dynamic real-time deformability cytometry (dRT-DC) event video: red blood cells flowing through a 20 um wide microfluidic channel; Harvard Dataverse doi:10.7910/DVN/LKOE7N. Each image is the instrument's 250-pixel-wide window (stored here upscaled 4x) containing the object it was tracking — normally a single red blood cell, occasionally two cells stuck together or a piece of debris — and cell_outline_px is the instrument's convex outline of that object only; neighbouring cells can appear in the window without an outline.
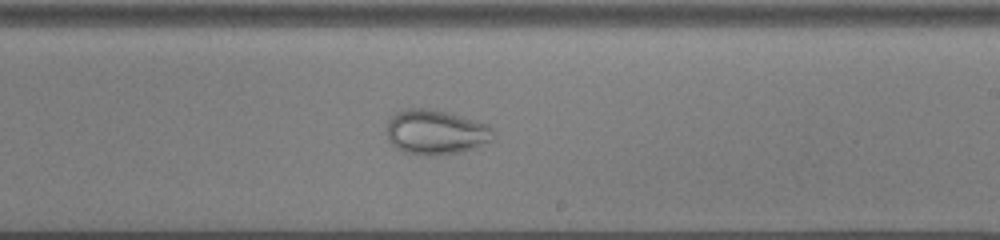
{"species": "common noctule bat (a hibernating species)", "species_latin": "Nyctalus noctula", "temperature_condition": "cold", "stored_images_in_passage": 55, "camera_frame_rate_fps": 3000, "um_per_image_px": 0.085, "animal": {"sex": "male", "body_mass_g": 13.0, "forearm_length_mm": 53.1}, "frame": {"image": 1, "passage_image": 34, "time_ms": 11.0, "image_size_px": [1000, 240], "cell_outline_px": [[496, 132], [492, 140], [464, 152], [432, 156], [424, 156], [404, 152], [396, 148], [388, 140], [388, 120], [396, 112], [404, 108], [432, 108], [460, 116], [484, 124], [492, 128]], "centroid_in_image_um": [37.02, 11.24], "position_along_channel_um": 252.0, "area_um2": 27.92}}
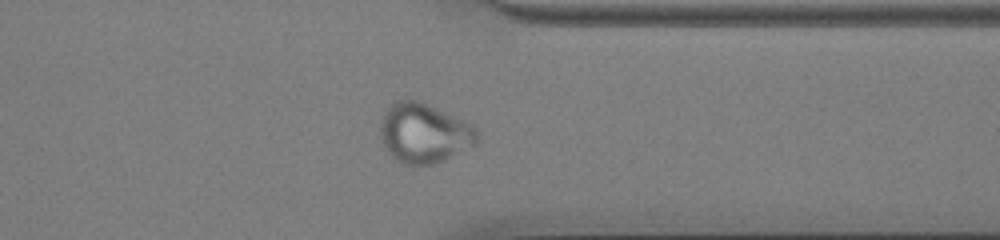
{"frame": {"image": 2, "passage_image": 44, "time_ms": 14.333, "image_size_px": [1000, 240], "cell_outline_px": [[476, 144], [432, 164], [412, 168], [396, 160], [384, 148], [380, 136], [380, 124], [384, 112], [396, 100], [412, 100], [424, 104], [464, 120], [476, 128]], "centroid_in_image_um": [35.98, 11.36], "position_along_channel_um": 375.4, "area_um2": 33.23}}
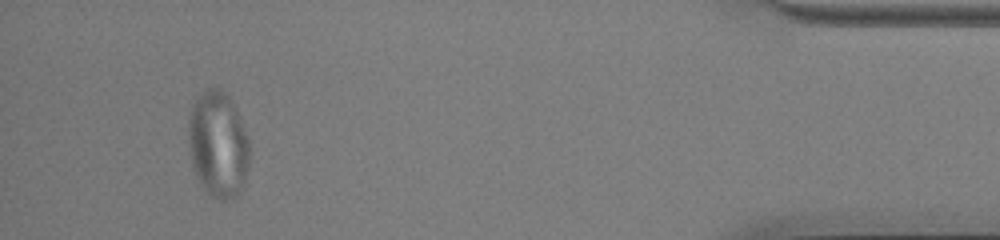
{"frame": {"image": 3, "passage_image": 52, "time_ms": 17.0, "image_size_px": [1000, 240], "cell_outline_px": [[248, 168], [244, 184], [240, 192], [236, 196], [228, 200], [216, 200], [200, 184], [192, 168], [188, 148], [188, 112], [196, 96], [204, 88], [220, 88], [228, 96], [248, 136]], "centroid_in_image_um": [18.49, 12.28], "position_along_channel_um": 416.7, "area_um2": 38.26}}